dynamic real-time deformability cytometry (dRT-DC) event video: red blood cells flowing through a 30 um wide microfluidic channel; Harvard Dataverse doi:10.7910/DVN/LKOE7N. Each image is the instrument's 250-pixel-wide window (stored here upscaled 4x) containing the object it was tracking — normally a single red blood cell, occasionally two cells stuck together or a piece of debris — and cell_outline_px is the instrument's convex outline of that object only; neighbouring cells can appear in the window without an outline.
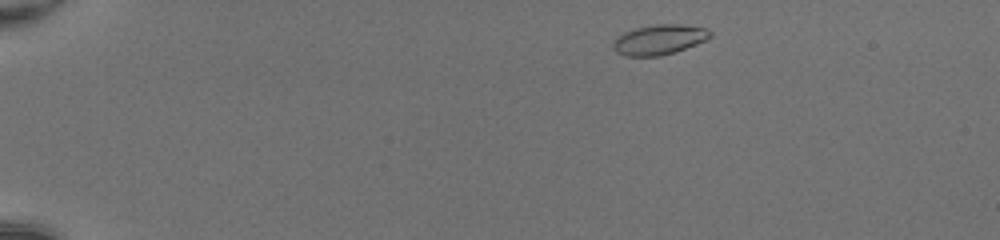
{"species": "common noctule bat (a hibernating species)", "species_latin": "Nyctalus noctula", "temperature_condition": "room temperature", "stored_images_in_passage": 44, "camera_frame_rate_fps": 3000, "um_per_image_px": 0.085, "animal": {"sex": "female", "body_mass_g": 20.0, "forearm_length_mm": 54.0}, "frame": {"image": 1, "passage_image": 2, "time_ms": 0.333, "image_size_px": [1000, 240], "cell_outline_px": [[712, 36], [708, 40], [660, 56], [624, 56], [616, 52], [612, 48], [612, 44], [624, 32], [636, 28], [656, 24], [680, 24], [704, 28], [712, 32]], "centroid_in_image_um": [56.04, 3.37], "position_along_channel_um": 29.0, "area_um2": 16.82}}
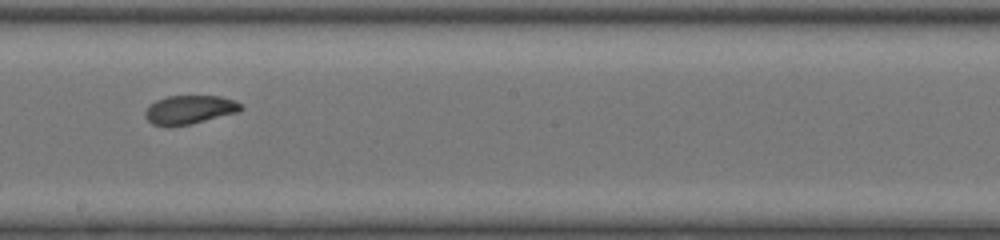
{"frame": {"image": 2, "passage_image": 24, "time_ms": 7.667, "image_size_px": [1000, 240], "cell_outline_px": [[244, 108], [240, 112], [192, 124], [168, 128], [152, 124], [144, 116], [144, 112], [156, 100], [168, 96], [220, 96], [232, 100], [240, 104]], "centroid_in_image_um": [16.1, 9.35], "position_along_channel_um": 232.1, "area_um2": 16.24}}
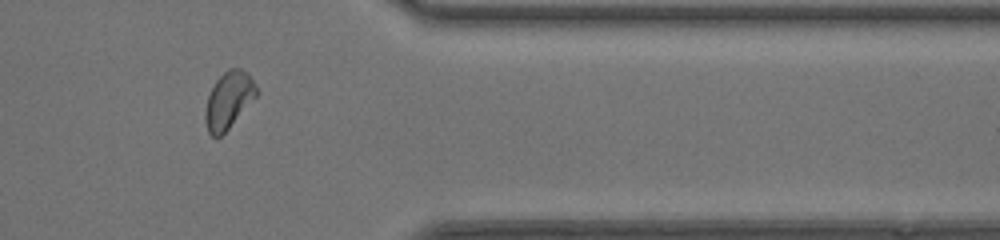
{"frame": {"image": 3, "passage_image": 36, "time_ms": 11.667, "image_size_px": [1000, 240], "cell_outline_px": [[260, 92], [228, 128], [220, 136], [212, 136], [208, 132], [204, 120], [204, 112], [208, 96], [216, 80], [228, 68], [240, 68], [248, 72], [256, 84]], "centroid_in_image_um": [19.44, 8.48], "position_along_channel_um": 392.0, "area_um2": 16.94}, "authors_computed_cell_mechanics": {"area_um2": 16.5597, "velocity_mm_per_s": 4.2174, "shape_relaxation_time_tau1_ms": 5.5315, "shape_relaxation_time_tau2_ms": 3.8123, "deformation_change_tau1": 0.132, "deformation_change_tau2": 0.0944}}